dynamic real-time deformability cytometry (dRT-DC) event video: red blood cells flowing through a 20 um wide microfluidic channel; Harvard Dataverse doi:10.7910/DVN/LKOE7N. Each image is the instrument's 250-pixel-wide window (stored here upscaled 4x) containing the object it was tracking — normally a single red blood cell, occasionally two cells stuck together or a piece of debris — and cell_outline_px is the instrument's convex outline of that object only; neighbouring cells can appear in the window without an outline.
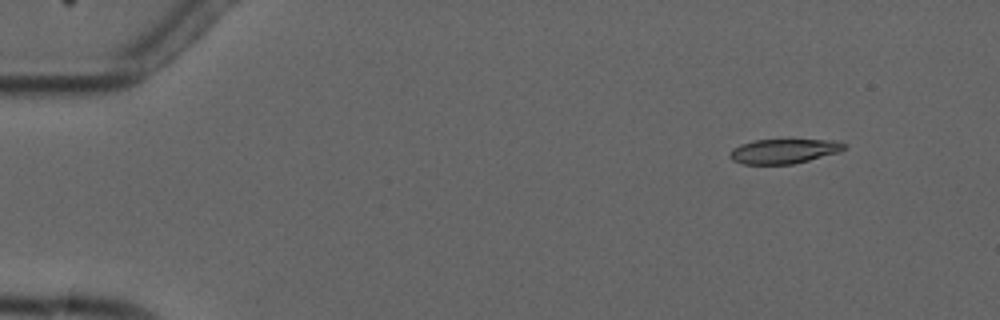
{"species": "common noctule bat (a hibernating species)", "species_latin": "Nyctalus noctula", "temperature_condition": "cold", "stored_images_in_passage": 4, "camera_frame_rate_fps": 3000, "um_per_image_px": 0.085, "animal": {"sex": "male", "forearm_length_mm": 52.5}, "frame": {"image": 1, "passage_image": 1, "time_ms": 0.0, "image_size_px": [1000, 320], "cell_outline_px": [[848, 148], [840, 152], [792, 164], [744, 164], [732, 160], [728, 156], [728, 152], [732, 148], [740, 144], [756, 140], [832, 140], [848, 144]], "centroid_in_image_um": [66.62, 12.85], "position_along_channel_um": 18.4, "area_um2": 16.47}}